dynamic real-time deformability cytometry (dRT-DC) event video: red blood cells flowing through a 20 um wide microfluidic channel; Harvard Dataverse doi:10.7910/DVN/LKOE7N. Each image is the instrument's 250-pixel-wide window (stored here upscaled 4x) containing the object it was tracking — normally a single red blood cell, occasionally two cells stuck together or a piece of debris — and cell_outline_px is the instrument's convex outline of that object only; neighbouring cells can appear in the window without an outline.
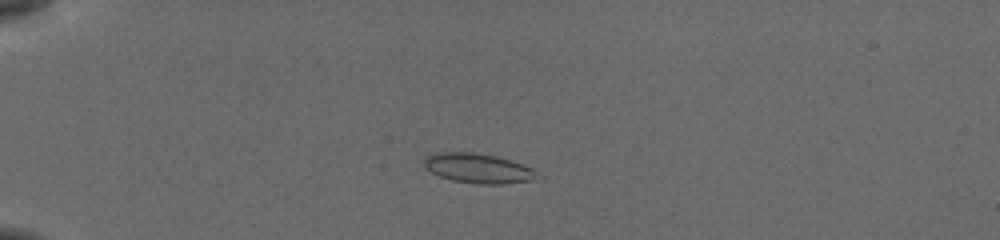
{"species": "common noctule bat (a hibernating species)", "species_latin": "Nyctalus noctula", "temperature_condition": "cold", "stored_images_in_passage": 54, "camera_frame_rate_fps": 3000, "um_per_image_px": 0.085, "animal": {"sex": "female", "body_mass_g": 19.5, "forearm_length_mm": 54.1}, "frame": {"image": 1, "passage_image": 14, "time_ms": 4.333, "image_size_px": [1000, 240], "cell_outline_px": [[544, 176], [532, 180], [500, 184], [476, 184], [452, 180], [440, 176], [424, 168], [424, 156], [436, 152], [472, 152], [496, 156], [532, 168]], "centroid_in_image_um": [40.63, 14.31], "position_along_channel_um": 44.4, "area_um2": 19.65}}
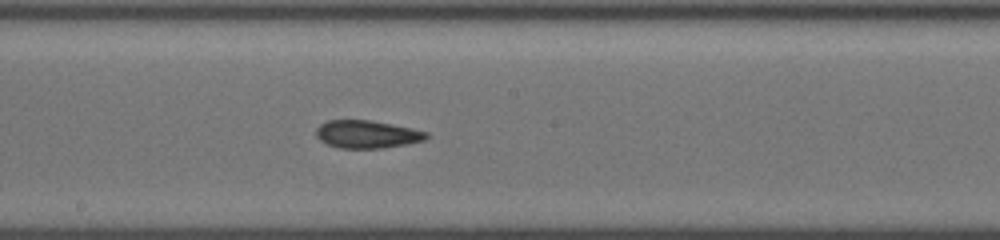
{"frame": {"image": 2, "passage_image": 31, "time_ms": 10.0, "image_size_px": [1000, 240], "cell_outline_px": [[428, 136], [424, 140], [408, 144], [384, 148], [340, 148], [328, 144], [320, 140], [316, 136], [316, 128], [320, 124], [328, 120], [372, 120], [412, 128], [428, 132]], "centroid_in_image_um": [31.2, 11.41], "position_along_channel_um": 217.0, "area_um2": 17.92}}
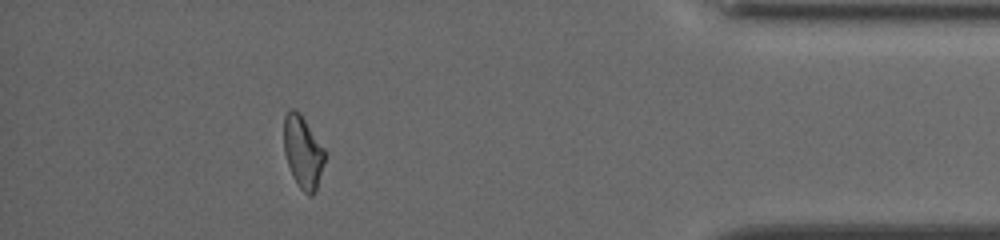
{"frame": {"image": 3, "passage_image": 49, "time_ms": 16.0, "image_size_px": [1000, 240], "cell_outline_px": [[324, 160], [316, 192], [312, 196], [308, 196], [296, 184], [288, 164], [284, 152], [284, 116], [288, 108], [292, 108], [300, 112], [324, 148]], "centroid_in_image_um": [25.73, 12.91], "position_along_channel_um": 409.5, "area_um2": 17.28}, "authors_computed_cell_mechanics": {"area_um2": 18.2648, "velocity_mm_per_s": 3.8197, "shape_relaxation_time_tau1_ms": 5.875, "shape_relaxation_time_tau2_ms": 2.1943, "deformation_change_tau1": 0.1441, "deformation_change_tau2": 0.0892}}